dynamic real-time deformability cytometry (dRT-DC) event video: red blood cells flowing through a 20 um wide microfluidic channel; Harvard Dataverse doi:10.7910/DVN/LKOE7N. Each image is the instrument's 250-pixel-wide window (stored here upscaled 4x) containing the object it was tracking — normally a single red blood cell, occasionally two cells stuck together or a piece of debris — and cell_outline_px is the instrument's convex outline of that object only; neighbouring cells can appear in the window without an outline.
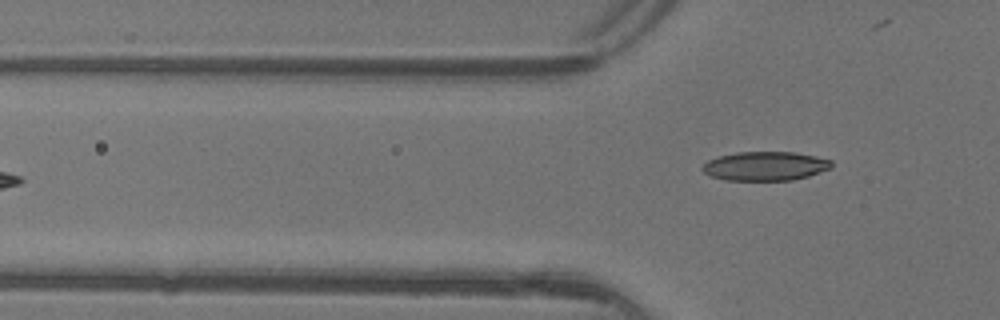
{"species": "common noctule bat (a hibernating species)", "species_latin": "Nyctalus noctula", "temperature_condition": "warm", "stored_images_in_passage": 7, "camera_frame_rate_fps": 3000, "um_per_image_px": 0.085, "animal": {"sex": "female"}, "frame": {"image": 1, "passage_image": 7, "time_ms": 2.0, "image_size_px": [1000, 320], "cell_outline_px": [[832, 168], [808, 176], [792, 180], [724, 180], [712, 176], [704, 172], [700, 168], [708, 160], [720, 156], [736, 152], [796, 152], [816, 156], [832, 160]], "centroid_in_image_um": [65.06, 14.11], "position_along_channel_um": 60.7, "area_um2": 21.85}}